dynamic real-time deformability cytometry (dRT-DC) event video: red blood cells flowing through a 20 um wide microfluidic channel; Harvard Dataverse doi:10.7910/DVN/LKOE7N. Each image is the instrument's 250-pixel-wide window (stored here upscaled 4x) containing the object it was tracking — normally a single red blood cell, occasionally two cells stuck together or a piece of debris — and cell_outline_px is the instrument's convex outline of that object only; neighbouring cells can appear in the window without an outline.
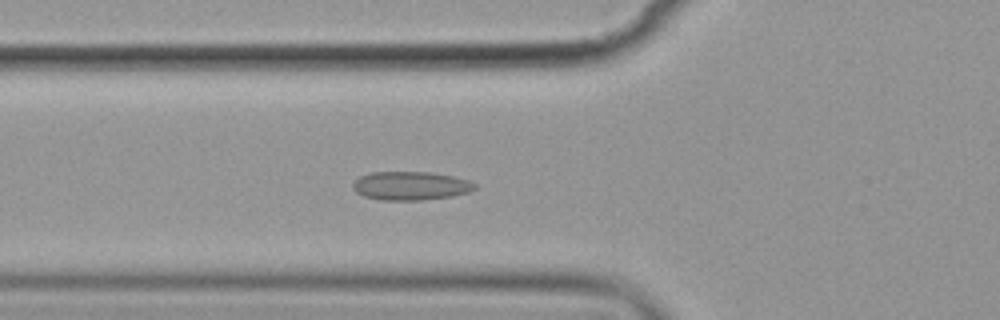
{"species": "common noctule bat (a hibernating species)", "species_latin": "Nyctalus noctula", "temperature_condition": "cold", "stored_images_in_passage": 6, "camera_frame_rate_fps": 3000, "um_per_image_px": 0.085, "animal": {"sex": "female", "body_mass_g": 19.9}, "frame": {"image": 1, "passage_image": 6, "time_ms": 6.0, "image_size_px": [1000, 320], "cell_outline_px": [[476, 188], [468, 192], [452, 196], [420, 200], [380, 200], [364, 196], [356, 192], [352, 188], [352, 184], [360, 176], [372, 172], [432, 172], [452, 176], [468, 180], [476, 184]], "centroid_in_image_um": [34.89, 15.79], "position_along_channel_um": 90.9, "area_um2": 20.29}}